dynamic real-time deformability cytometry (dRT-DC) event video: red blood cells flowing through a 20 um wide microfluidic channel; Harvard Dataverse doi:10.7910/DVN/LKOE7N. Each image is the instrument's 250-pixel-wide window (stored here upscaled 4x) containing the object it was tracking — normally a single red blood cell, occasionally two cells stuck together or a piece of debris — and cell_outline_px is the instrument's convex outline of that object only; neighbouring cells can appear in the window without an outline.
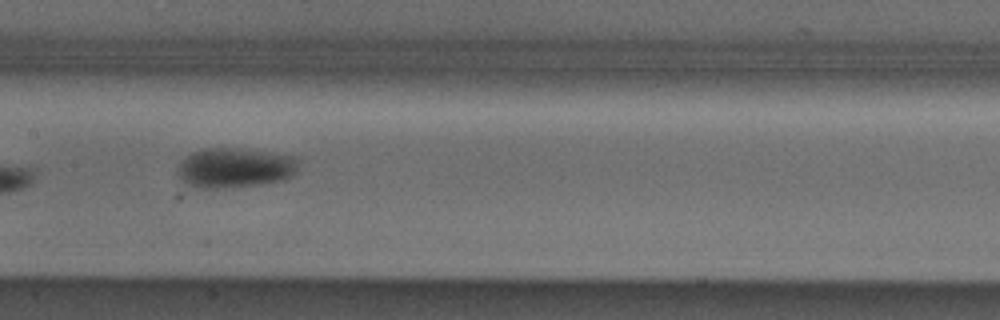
{"species": "Egyptian fruit bat (a non-hibernating species)", "species_latin": "Rousettus aegyptiacus", "temperature_condition": "cold", "stored_images_in_passage": 9, "camera_frame_rate_fps": 3000, "um_per_image_px": 0.085, "animal": {"sex": "male"}, "frame": {"image": 1, "passage_image": 8, "time_ms": 2.333, "image_size_px": [1000, 320], "cell_outline_px": [[296, 172], [292, 176], [284, 180], [260, 184], [216, 188], [196, 188], [188, 184], [180, 176], [180, 164], [192, 152], [204, 148], [228, 148], [296, 156]], "centroid_in_image_um": [19.99, 14.27], "position_along_channel_um": 187.4, "area_um2": 27.28}}
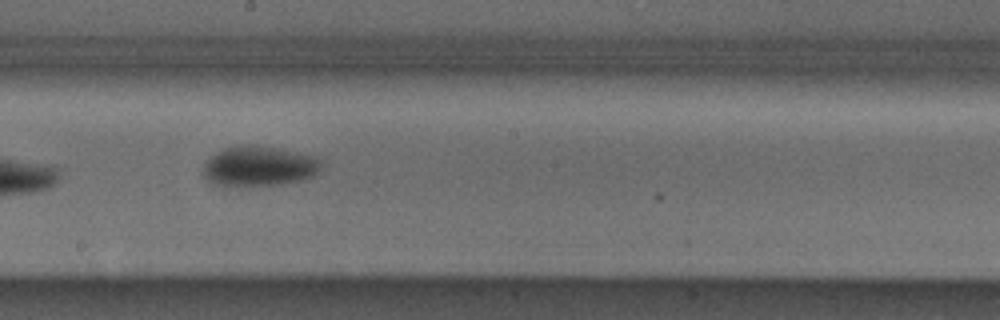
{"frame": {"image": 2, "passage_image": 9, "time_ms": 2.667, "image_size_px": [1000, 320], "cell_outline_px": [[320, 168], [312, 176], [300, 180], [280, 184], [248, 188], [212, 184], [200, 172], [204, 164], [216, 152], [224, 148], [236, 144], [256, 144], [280, 148], [320, 156]], "centroid_in_image_um": [21.98, 14.12], "position_along_channel_um": 226.2, "area_um2": 28.55}}